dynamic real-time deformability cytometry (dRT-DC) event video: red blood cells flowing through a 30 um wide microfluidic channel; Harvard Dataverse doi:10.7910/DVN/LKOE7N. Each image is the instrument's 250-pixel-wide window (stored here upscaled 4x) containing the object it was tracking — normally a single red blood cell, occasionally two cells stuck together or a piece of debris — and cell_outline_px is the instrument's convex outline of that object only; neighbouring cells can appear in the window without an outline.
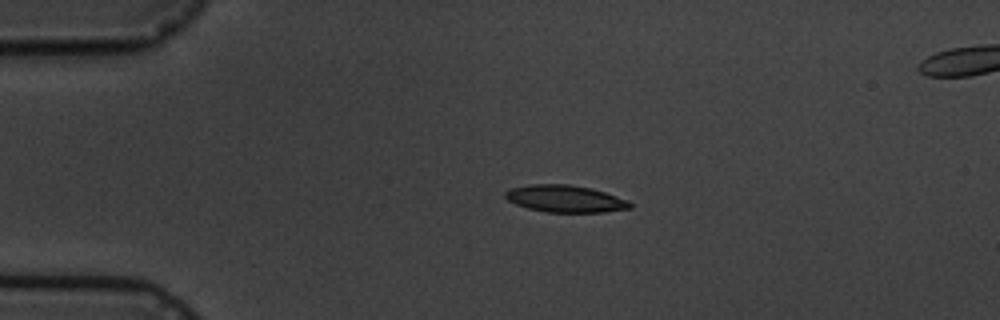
{"species": "common noctule bat (a hibernating species)", "species_latin": "Nyctalus noctula", "temperature_condition": "cold", "stored_images_in_passage": 4, "camera_frame_rate_fps": 3000, "um_per_image_px": 0.085, "animal": {"sex": "male", "body_mass_g": 19.5, "forearm_length_mm": 54.6}, "frame": {"image": 1, "passage_image": 2, "time_ms": 1.0, "image_size_px": [1000, 320], "cell_outline_px": [[632, 208], [604, 212], [544, 212], [528, 208], [516, 204], [508, 200], [504, 196], [504, 192], [508, 188], [528, 184], [568, 184], [592, 188], [628, 200], [632, 204]], "centroid_in_image_um": [48.01, 16.88], "position_along_channel_um": 37.0, "area_um2": 19.83}}